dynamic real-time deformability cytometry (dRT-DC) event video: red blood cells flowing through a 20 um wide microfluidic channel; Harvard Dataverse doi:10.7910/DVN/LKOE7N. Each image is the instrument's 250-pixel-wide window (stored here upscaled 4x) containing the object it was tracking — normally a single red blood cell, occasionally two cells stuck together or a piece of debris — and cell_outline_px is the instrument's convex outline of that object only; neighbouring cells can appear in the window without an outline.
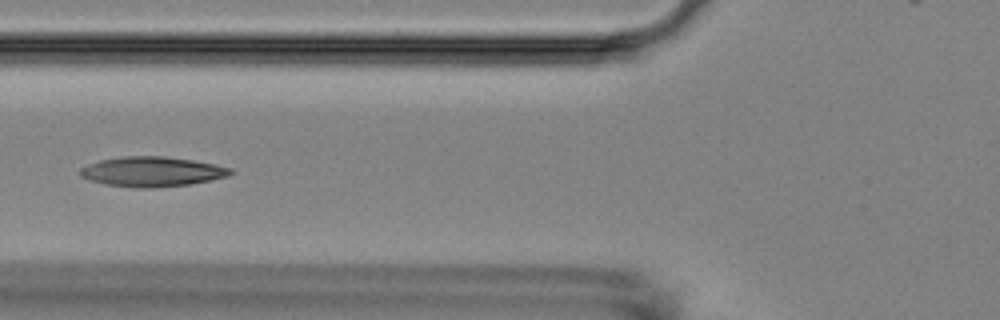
{"species": "Egyptian fruit bat (a non-hibernating species)", "species_latin": "Rousettus aegyptiacus", "temperature_condition": "room temperature", "stored_images_in_passage": 5, "camera_frame_rate_fps": 3000, "um_per_image_px": 0.085, "animal": {"sex": "female"}, "frame": {"image": 1, "passage_image": 5, "time_ms": 5.0, "image_size_px": [1000, 320], "cell_outline_px": [[236, 172], [228, 176], [212, 180], [188, 184], [156, 188], [136, 188], [108, 184], [88, 180], [80, 176], [80, 168], [88, 164], [100, 160], [124, 156], [164, 156], [192, 160], [216, 164], [232, 168]], "centroid_in_image_um": [12.95, 14.59], "position_along_channel_um": 112.8, "area_um2": 26.3}}